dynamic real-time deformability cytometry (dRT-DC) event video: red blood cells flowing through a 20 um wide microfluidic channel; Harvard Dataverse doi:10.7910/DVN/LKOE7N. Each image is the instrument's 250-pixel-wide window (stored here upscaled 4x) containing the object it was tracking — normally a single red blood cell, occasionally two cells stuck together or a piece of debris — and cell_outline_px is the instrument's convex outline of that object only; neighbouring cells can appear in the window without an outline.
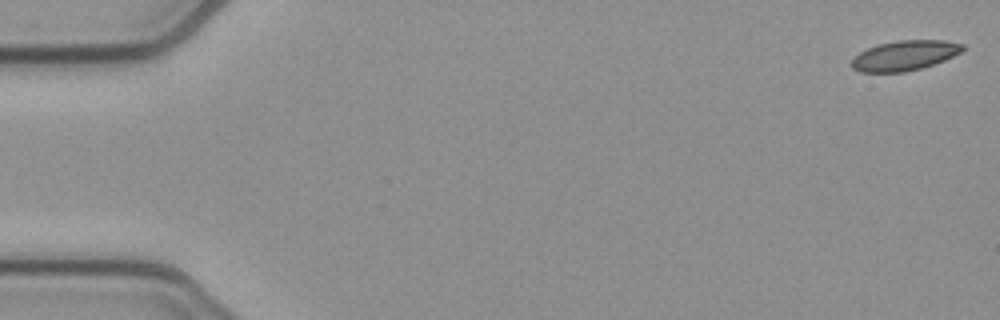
{"species": "common noctule bat (a hibernating species)", "species_latin": "Nyctalus noctula", "temperature_condition": "cold", "stored_images_in_passage": 53, "camera_frame_rate_fps": 3000, "um_per_image_px": 0.085, "animal": {"sex": "female", "body_mass_g": 21.9}, "frame": {"image": 1, "passage_image": 1, "time_ms": 0.0, "image_size_px": [1000, 320], "cell_outline_px": [[964, 48], [960, 52], [944, 60], [920, 68], [904, 72], [860, 72], [852, 68], [852, 60], [860, 52], [876, 44], [896, 40], [944, 40], [964, 44]], "centroid_in_image_um": [76.88, 4.71], "position_along_channel_um": 8.1, "area_um2": 19.25}}
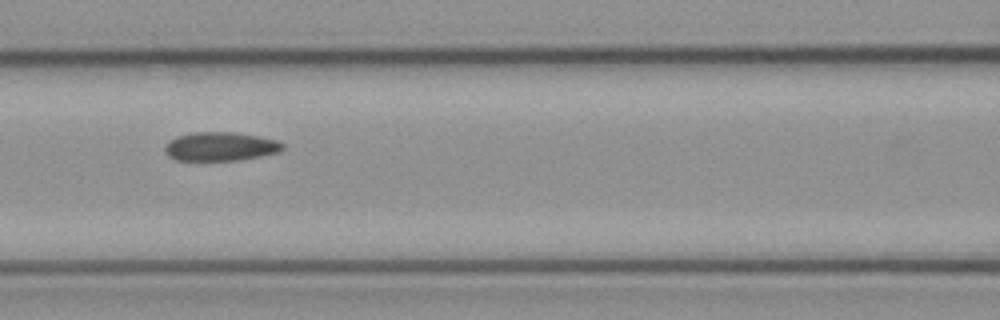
{"frame": {"image": 2, "passage_image": 23, "time_ms": 7.333, "image_size_px": [1000, 320], "cell_outline_px": [[284, 148], [280, 152], [240, 160], [176, 160], [168, 156], [164, 148], [168, 140], [176, 136], [192, 132], [232, 132], [260, 136], [276, 140], [284, 144]], "centroid_in_image_um": [18.73, 12.44], "position_along_channel_um": 147.9, "area_um2": 19.88}}
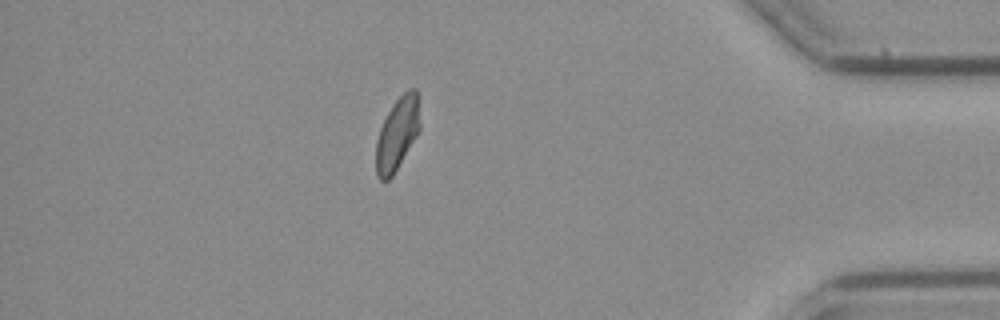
{"frame": {"image": 3, "passage_image": 46, "time_ms": 15.0, "image_size_px": [1000, 320], "cell_outline_px": [[420, 128], [416, 136], [392, 176], [388, 180], [380, 180], [376, 176], [376, 140], [380, 128], [392, 104], [408, 88], [416, 88], [420, 124]], "centroid_in_image_um": [33.75, 11.37], "position_along_channel_um": 401.4, "area_um2": 18.38}, "authors_computed_cell_mechanics": {"area_um2": 19.7676, "velocity_mm_per_s": 3.8657, "shape_relaxation_time_tau1_ms": null, "shape_relaxation_time_tau2_ms": 3.4669, "deformation_change_tau1": null, "deformation_change_tau2": 0.0757}}